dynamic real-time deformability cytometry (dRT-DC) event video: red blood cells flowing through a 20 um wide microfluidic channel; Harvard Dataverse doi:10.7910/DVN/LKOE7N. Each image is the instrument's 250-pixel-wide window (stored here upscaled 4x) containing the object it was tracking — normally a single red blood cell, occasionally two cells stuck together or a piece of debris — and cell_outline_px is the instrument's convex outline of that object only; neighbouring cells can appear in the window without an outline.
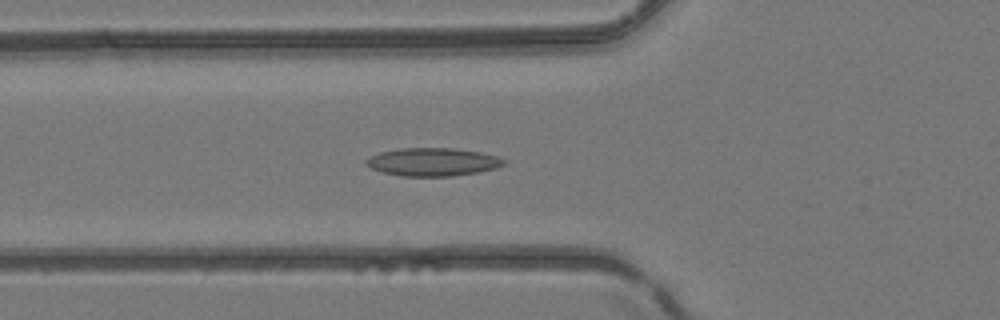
{"species": "common noctule bat (a hibernating species)", "species_latin": "Nyctalus noctula", "temperature_condition": "room temperature", "stored_images_in_passage": 30, "camera_frame_rate_fps": 3000, "um_per_image_px": 0.085, "animal": {"sex": "female", "body_mass_g": 24.6, "forearm_length_mm": 56.2}, "frame": {"image": 1, "passage_image": 18, "time_ms": 5.667, "image_size_px": [1000, 320], "cell_outline_px": [[508, 160], [504, 164], [496, 168], [476, 172], [452, 176], [400, 176], [380, 172], [368, 168], [364, 164], [364, 160], [368, 156], [380, 152], [400, 148], [452, 148], [480, 152], [496, 156]], "centroid_in_image_um": [36.71, 13.76], "position_along_channel_um": 89.1, "area_um2": 22.77}}
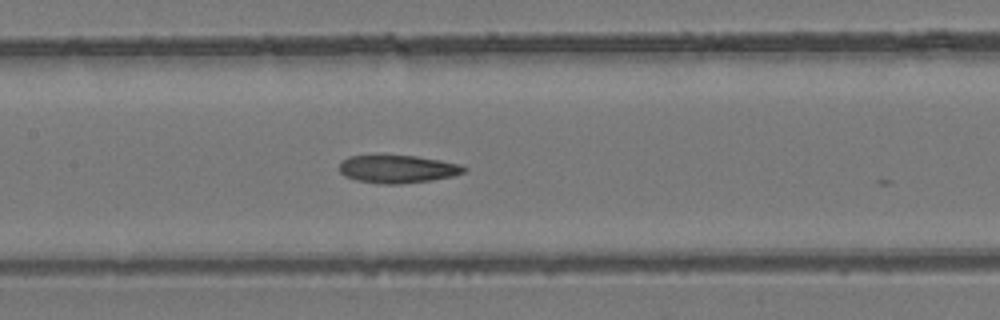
{"frame": {"image": 2, "passage_image": 24, "time_ms": 7.667, "image_size_px": [1000, 320], "cell_outline_px": [[468, 168], [464, 172], [456, 176], [432, 180], [400, 184], [384, 184], [356, 180], [344, 176], [340, 172], [340, 160], [348, 156], [416, 156], [440, 160], [460, 164]], "centroid_in_image_um": [33.82, 14.37], "position_along_channel_um": 173.6, "area_um2": 20.29}}
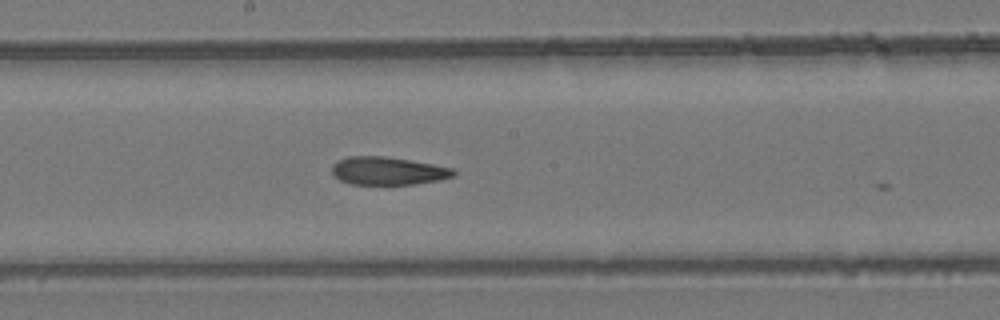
{"frame": {"image": 3, "passage_image": 27, "time_ms": 8.667, "image_size_px": [1000, 320], "cell_outline_px": [[456, 176], [440, 180], [416, 184], [348, 184], [332, 176], [332, 164], [348, 156], [384, 156], [432, 164], [452, 168], [456, 172]], "centroid_in_image_um": [32.96, 14.53], "position_along_channel_um": 215.2, "area_um2": 19.88}}